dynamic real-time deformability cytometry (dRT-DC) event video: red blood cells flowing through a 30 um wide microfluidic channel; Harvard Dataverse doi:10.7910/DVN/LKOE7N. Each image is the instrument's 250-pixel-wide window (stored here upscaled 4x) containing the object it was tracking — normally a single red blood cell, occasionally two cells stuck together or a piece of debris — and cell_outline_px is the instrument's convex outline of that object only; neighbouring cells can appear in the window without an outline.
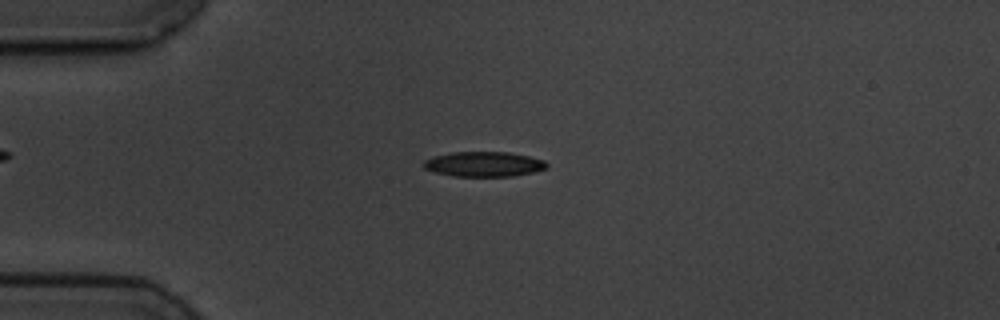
{"species": "common noctule bat (a hibernating species)", "species_latin": "Nyctalus noctula", "temperature_condition": "cold", "stored_images_in_passage": 6, "camera_frame_rate_fps": 3000, "um_per_image_px": 0.085, "animal": {"sex": "male", "body_mass_g": 19.5, "forearm_length_mm": 54.6}, "frame": {"image": 1, "passage_image": 3, "time_ms": 2.333, "image_size_px": [1000, 320], "cell_outline_px": [[548, 168], [532, 172], [512, 176], [452, 176], [436, 172], [424, 168], [424, 160], [432, 156], [452, 152], [508, 152], [528, 156], [544, 160], [548, 164]], "centroid_in_image_um": [41.13, 13.95], "position_along_channel_um": 43.9, "area_um2": 17.86}}
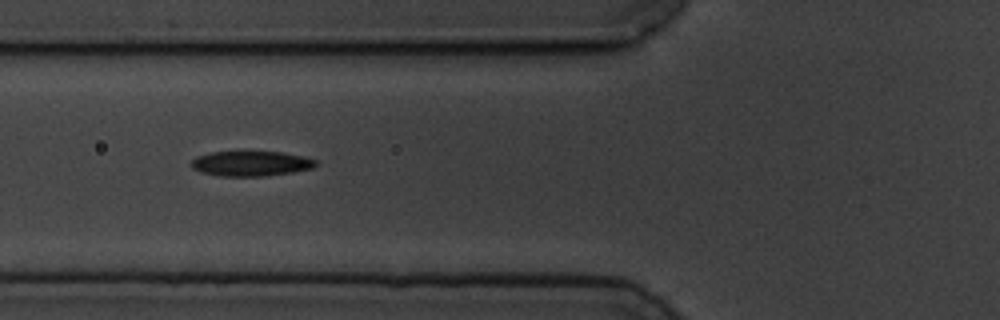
{"frame": {"image": 2, "passage_image": 5, "time_ms": 4.667, "image_size_px": [1000, 320], "cell_outline_px": [[320, 164], [312, 168], [292, 172], [268, 176], [220, 176], [200, 172], [192, 168], [192, 160], [196, 156], [212, 152], [284, 152], [304, 156], [316, 160]], "centroid_in_image_um": [21.36, 13.9], "position_along_channel_um": 104.4, "area_um2": 18.26}}
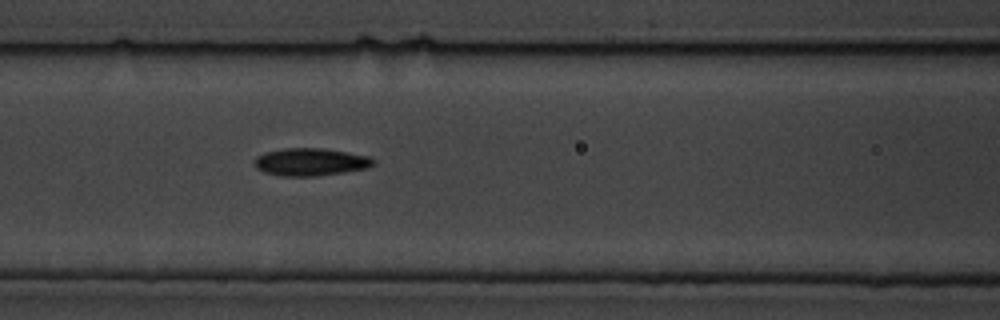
{"frame": {"image": 3, "passage_image": 6, "time_ms": 5.667, "image_size_px": [1000, 320], "cell_outline_px": [[376, 164], [368, 168], [344, 172], [316, 176], [280, 176], [264, 172], [256, 168], [256, 156], [264, 152], [284, 148], [324, 148], [368, 156], [376, 160]], "centroid_in_image_um": [26.42, 13.76], "position_along_channel_um": 140.2, "area_um2": 19.19}}